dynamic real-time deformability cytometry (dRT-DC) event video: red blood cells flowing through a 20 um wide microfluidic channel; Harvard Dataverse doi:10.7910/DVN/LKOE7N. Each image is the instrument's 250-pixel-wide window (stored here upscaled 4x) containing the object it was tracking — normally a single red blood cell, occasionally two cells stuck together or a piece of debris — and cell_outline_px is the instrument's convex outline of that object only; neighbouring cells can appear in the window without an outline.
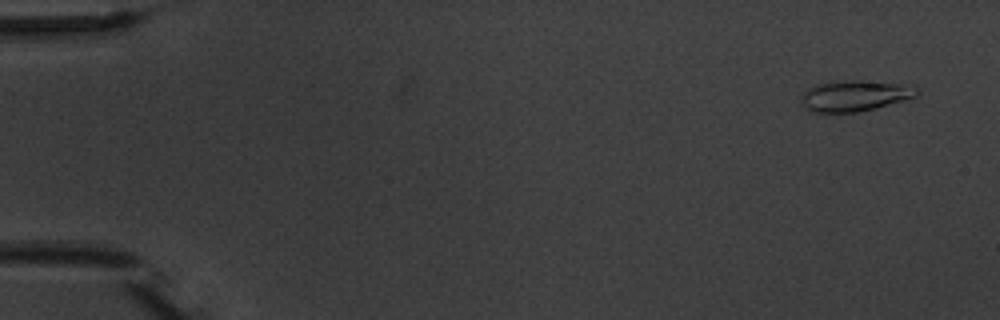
{"species": "common noctule bat (a hibernating species)", "species_latin": "Nyctalus noctula", "temperature_condition": "warm", "stored_images_in_passage": 5, "camera_frame_rate_fps": 3000, "um_per_image_px": 0.085, "animal": {"sex": "male", "body_mass_g": 20.1, "forearm_length_mm": 53.5}, "frame": {"image": 1, "passage_image": 1, "time_ms": 0.0, "image_size_px": [1000, 320], "cell_outline_px": [[920, 92], [916, 96], [904, 100], [876, 108], [856, 112], [812, 112], [804, 108], [804, 92], [808, 88], [816, 84], [852, 80], [856, 80], [916, 84], [920, 88]], "centroid_in_image_um": [72.78, 8.12], "position_along_channel_um": 12.2, "area_um2": 20.87}}